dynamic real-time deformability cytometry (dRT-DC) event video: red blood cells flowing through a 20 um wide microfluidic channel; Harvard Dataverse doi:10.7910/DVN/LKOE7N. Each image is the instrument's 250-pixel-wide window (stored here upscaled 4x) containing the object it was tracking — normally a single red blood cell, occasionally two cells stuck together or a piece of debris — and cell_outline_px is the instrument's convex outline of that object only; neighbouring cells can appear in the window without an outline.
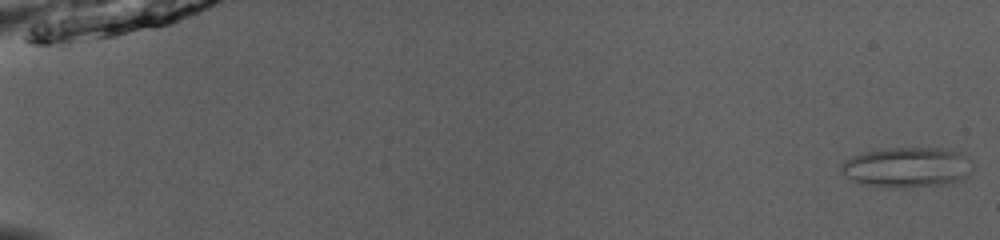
{"species": "common noctule bat (a hibernating species)", "species_latin": "Nyctalus noctula", "temperature_condition": "room temperature", "stored_images_in_passage": 51, "camera_frame_rate_fps": 3000, "um_per_image_px": 0.085, "animal": {"sex": "male", "body_mass_g": 13.0, "forearm_length_mm": 53.1}, "frame": {"image": 1, "passage_image": 1, "time_ms": 0.0, "image_size_px": [1000, 240], "cell_outline_px": [[972, 168], [960, 180], [948, 184], [904, 188], [888, 188], [860, 184], [844, 176], [840, 172], [840, 164], [844, 160], [860, 152], [880, 148], [948, 148], [960, 152], [964, 156]], "centroid_in_image_um": [77.0, 14.22], "position_along_channel_um": 8.0, "area_um2": 31.27}}
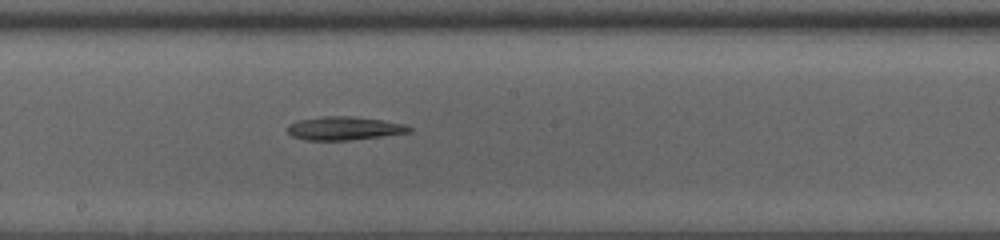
{"frame": {"image": 2, "passage_image": 30, "time_ms": 9.667, "image_size_px": [1000, 240], "cell_outline_px": [[412, 132], [348, 140], [304, 140], [292, 136], [288, 132], [288, 124], [296, 120], [320, 116], [352, 116], [380, 120], [404, 124], [412, 128]], "centroid_in_image_um": [29.21, 10.9], "position_along_channel_um": 219.0, "area_um2": 16.59}}
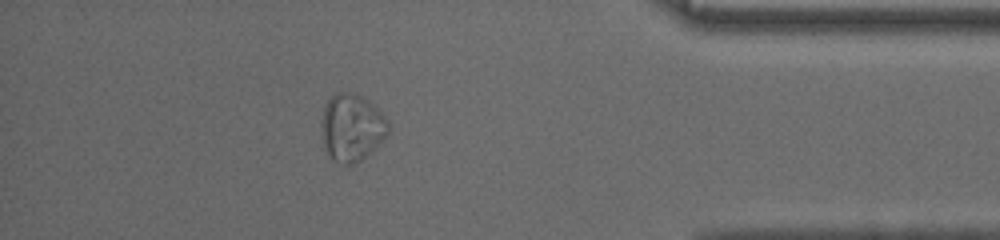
{"frame": {"image": 3, "passage_image": 46, "time_ms": 15.0, "image_size_px": [1000, 240], "cell_outline_px": [[388, 132], [360, 160], [352, 164], [340, 164], [332, 160], [328, 156], [324, 148], [320, 132], [320, 120], [324, 104], [336, 92], [352, 92], [368, 100], [388, 120]], "centroid_in_image_um": [29.81, 10.82], "position_along_channel_um": 405.4, "area_um2": 26.13}, "authors_computed_cell_mechanics": {"area_um2": 20.5768, "velocity_mm_per_s": 3.9931, "shape_relaxation_time_tau1_ms": 6.8436, "shape_relaxation_time_tau2_ms": null, "deformation_change_tau1": 0.1224, "deformation_change_tau2": null}}